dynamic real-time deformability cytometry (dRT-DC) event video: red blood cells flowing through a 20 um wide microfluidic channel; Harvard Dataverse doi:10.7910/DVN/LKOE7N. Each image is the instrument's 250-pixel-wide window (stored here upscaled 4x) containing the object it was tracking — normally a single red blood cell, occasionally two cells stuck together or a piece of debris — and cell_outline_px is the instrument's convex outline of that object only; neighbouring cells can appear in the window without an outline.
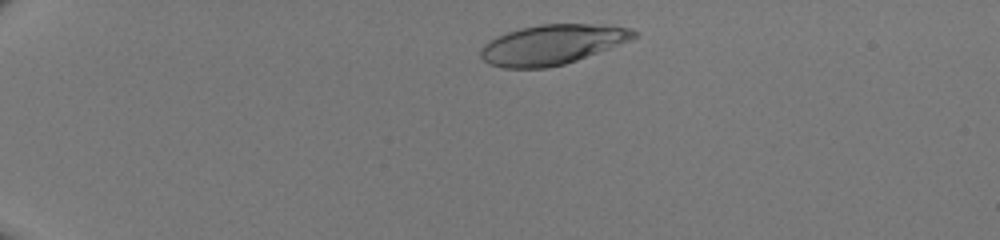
{"species": "human", "species_latin": "Homo sapiens", "temperature_condition": "room temperature", "stored_images_in_passage": 41, "camera_frame_rate_fps": 3000, "um_per_image_px": 0.085, "donor": {"sex": "male"}, "frame": {"image": 1, "passage_image": 4, "time_ms": 1.0, "image_size_px": [1000, 240], "cell_outline_px": [[640, 36], [576, 60], [564, 64], [544, 68], [504, 68], [488, 64], [480, 56], [480, 48], [484, 44], [496, 36], [520, 28], [540, 24], [608, 24], [632, 28], [640, 32]], "centroid_in_image_um": [46.95, 3.77], "position_along_channel_um": 38.1, "area_um2": 35.72}}
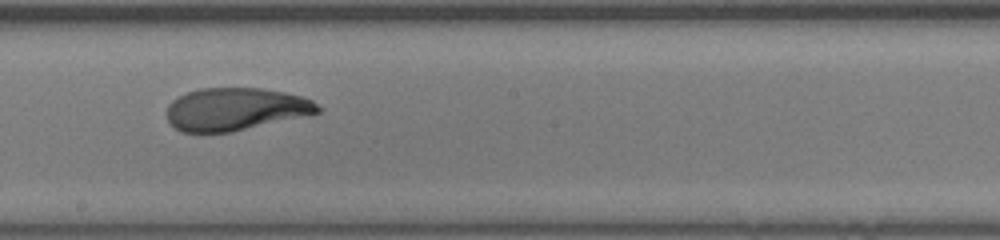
{"frame": {"image": 2, "passage_image": 23, "time_ms": 7.333, "image_size_px": [1000, 240], "cell_outline_px": [[324, 108], [320, 112], [312, 116], [232, 132], [180, 132], [168, 120], [168, 104], [172, 100], [188, 92], [200, 88], [260, 88], [284, 92], [300, 96], [312, 100]], "centroid_in_image_um": [20.11, 9.29], "position_along_channel_um": 228.1, "area_um2": 37.97}}
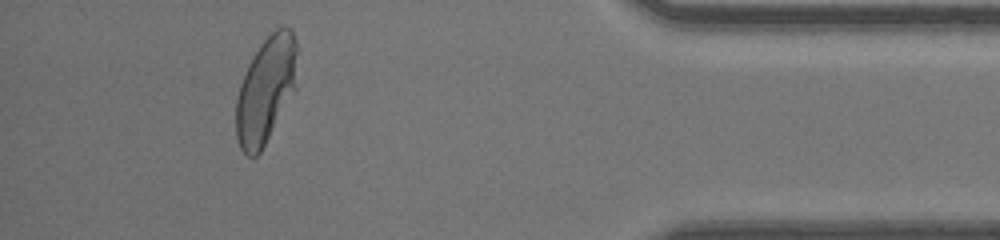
{"frame": {"image": 3, "passage_image": 38, "time_ms": 12.333, "image_size_px": [1000, 240], "cell_outline_px": [[296, 88], [260, 152], [256, 156], [248, 156], [240, 148], [236, 136], [236, 96], [240, 84], [248, 64], [260, 44], [276, 28], [284, 24], [292, 28], [296, 40]], "centroid_in_image_um": [22.59, 7.6], "position_along_channel_um": 412.6, "area_um2": 37.86}}